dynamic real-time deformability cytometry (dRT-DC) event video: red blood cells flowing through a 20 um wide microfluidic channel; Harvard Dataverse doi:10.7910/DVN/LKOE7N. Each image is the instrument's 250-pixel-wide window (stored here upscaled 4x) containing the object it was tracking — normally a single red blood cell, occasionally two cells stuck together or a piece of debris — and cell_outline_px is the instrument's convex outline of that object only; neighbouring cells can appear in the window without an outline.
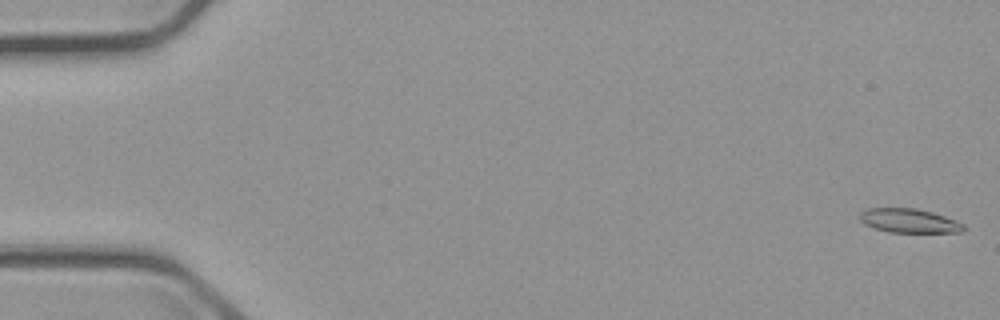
{"species": "common noctule bat (a hibernating species)", "species_latin": "Nyctalus noctula", "temperature_condition": "cold", "stored_images_in_passage": 5, "camera_frame_rate_fps": 3000, "um_per_image_px": 0.085, "animal": {"sex": "male", "body_mass_g": 23.1, "forearm_length_mm": 52.7}, "frame": {"image": 1, "passage_image": 1, "time_ms": 0.0, "image_size_px": [1000, 320], "cell_outline_px": [[964, 232], [888, 232], [864, 224], [860, 220], [860, 212], [868, 208], [916, 208], [932, 212], [956, 220], [964, 224]], "centroid_in_image_um": [77.28, 18.76], "position_along_channel_um": 7.7, "area_um2": 14.51}}
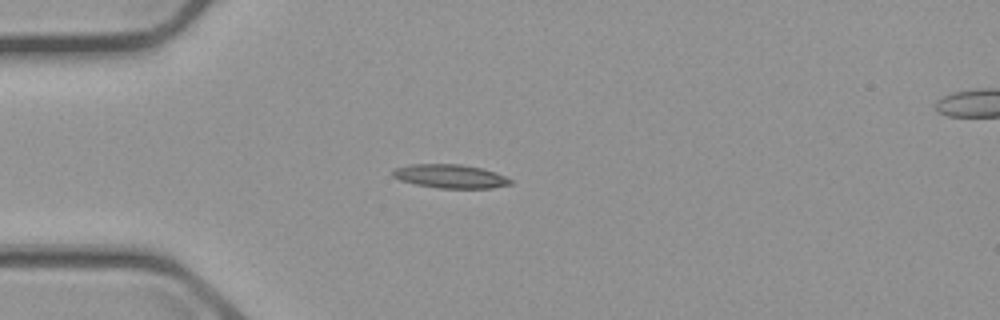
{"frame": {"image": 2, "passage_image": 5, "time_ms": 4.667, "image_size_px": [1000, 320], "cell_outline_px": [[512, 184], [492, 188], [440, 188], [416, 184], [400, 180], [392, 176], [392, 172], [396, 168], [412, 164], [460, 164], [480, 168], [496, 172], [512, 180]], "centroid_in_image_um": [38.29, 14.98], "position_along_channel_um": 46.7, "area_um2": 16.13}}